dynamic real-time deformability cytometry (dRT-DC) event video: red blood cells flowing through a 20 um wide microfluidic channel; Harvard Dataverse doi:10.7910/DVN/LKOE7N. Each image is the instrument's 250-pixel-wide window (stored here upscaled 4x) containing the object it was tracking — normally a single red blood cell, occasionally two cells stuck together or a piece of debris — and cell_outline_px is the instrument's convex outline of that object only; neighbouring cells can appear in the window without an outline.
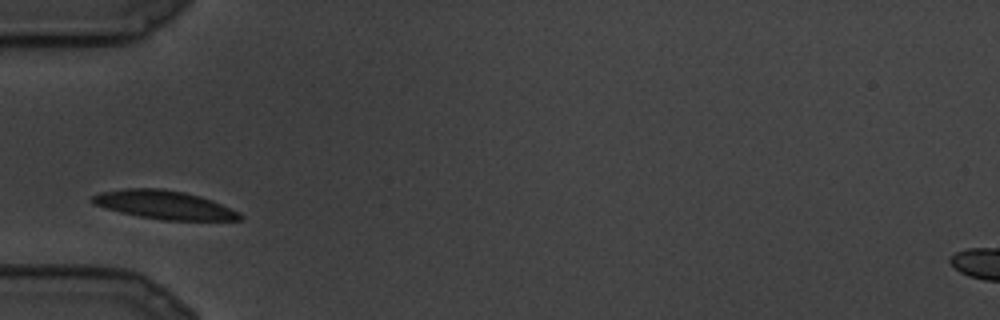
{"species": "common noctule bat (a hibernating species)", "species_latin": "Nyctalus noctula", "temperature_condition": "cold", "stored_images_in_passage": 20, "camera_frame_rate_fps": 3000, "um_per_image_px": 0.085, "animal": {"sex": "male", "body_mass_g": 19.5, "forearm_length_mm": 54.6}, "frame": {"image": 1, "passage_image": 3, "time_ms": 0.667, "image_size_px": [1000, 320], "cell_outline_px": [[244, 216], [240, 220], [164, 220], [140, 216], [120, 212], [92, 204], [88, 200], [92, 196], [100, 192], [128, 188], [160, 188], [184, 192], [200, 196], [212, 200], [240, 212]], "centroid_in_image_um": [13.95, 17.41], "position_along_channel_um": 71.0, "area_um2": 24.51}}
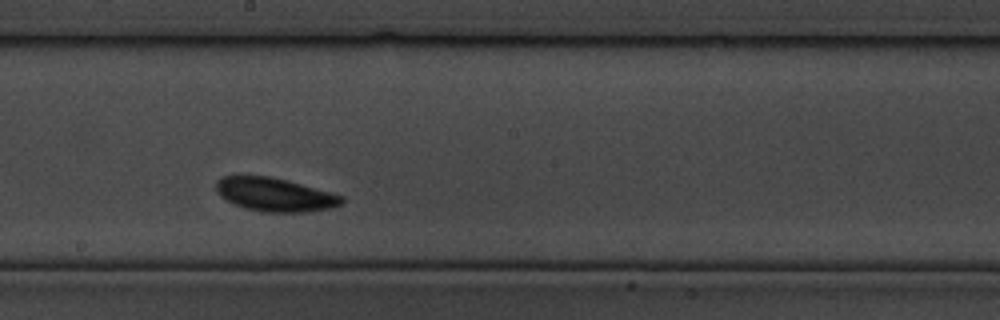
{"frame": {"image": 2, "passage_image": 9, "time_ms": 2.667, "image_size_px": [1000, 320], "cell_outline_px": [[344, 200], [340, 204], [332, 208], [308, 212], [260, 212], [244, 208], [220, 196], [216, 192], [216, 180], [224, 176], [268, 176], [288, 180], [344, 196]], "centroid_in_image_um": [23.37, 16.55], "position_along_channel_um": 224.8, "area_um2": 24.57}}
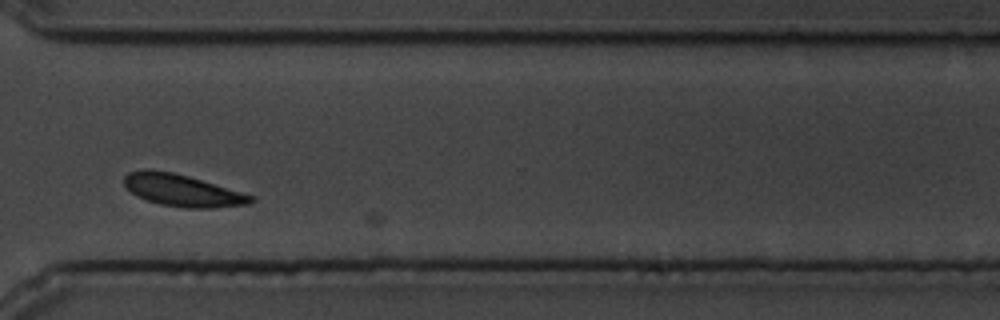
{"frame": {"image": 3, "passage_image": 14, "time_ms": 4.333, "image_size_px": [1000, 320], "cell_outline_px": [[256, 200], [248, 204], [212, 208], [188, 208], [160, 204], [148, 200], [132, 192], [124, 184], [124, 176], [128, 172], [144, 168], [152, 168], [172, 172], [188, 176], [252, 196]], "centroid_in_image_um": [15.45, 16.16], "position_along_channel_um": 355.2, "area_um2": 23.24}}